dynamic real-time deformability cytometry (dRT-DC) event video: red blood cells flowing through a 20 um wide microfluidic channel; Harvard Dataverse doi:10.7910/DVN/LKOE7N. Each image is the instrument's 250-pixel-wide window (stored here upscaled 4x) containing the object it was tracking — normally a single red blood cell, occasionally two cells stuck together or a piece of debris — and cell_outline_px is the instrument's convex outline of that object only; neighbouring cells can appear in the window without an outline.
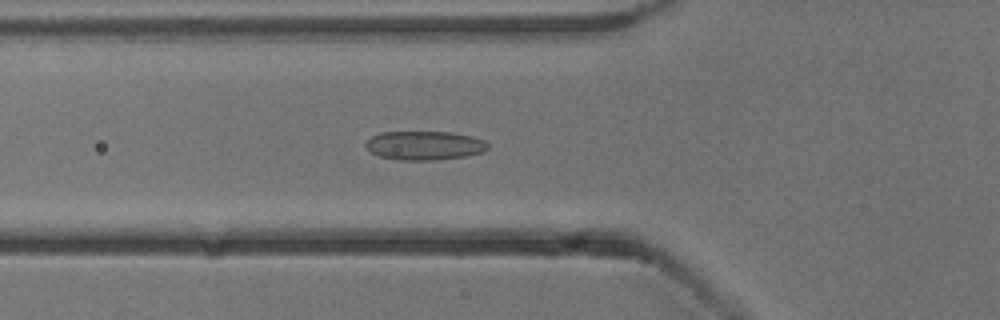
{"species": "common noctule bat (a hibernating species)", "species_latin": "Nyctalus noctula", "temperature_condition": "cold", "stored_images_in_passage": 53, "camera_frame_rate_fps": 3000, "um_per_image_px": 0.085, "animal": {"sex": "male", "body_mass_g": 13.3}, "frame": {"image": 1, "passage_image": 19, "time_ms": 6.0, "image_size_px": [1000, 320], "cell_outline_px": [[488, 148], [480, 152], [464, 156], [432, 160], [400, 160], [380, 156], [372, 152], [364, 144], [372, 136], [380, 132], [452, 132], [472, 136], [484, 140], [488, 144]], "centroid_in_image_um": [36.07, 12.35], "position_along_channel_um": 89.7, "area_um2": 20.35}}
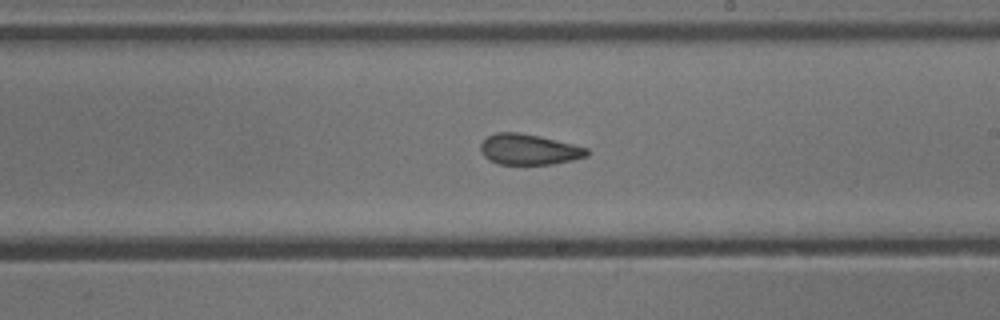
{"frame": {"image": 2, "passage_image": 31, "time_ms": 10.0, "image_size_px": [1000, 320], "cell_outline_px": [[588, 156], [572, 160], [552, 164], [500, 164], [488, 160], [480, 152], [480, 144], [488, 136], [496, 132], [520, 132], [540, 136], [588, 148]], "centroid_in_image_um": [44.93, 12.7], "position_along_channel_um": 244.1, "area_um2": 19.02}}
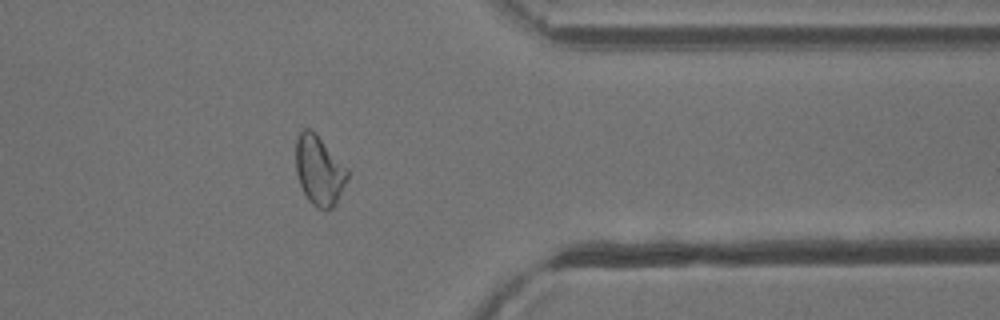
{"frame": {"image": 3, "passage_image": 43, "time_ms": 14.0, "image_size_px": [1000, 320], "cell_outline_px": [[348, 176], [336, 204], [332, 208], [316, 208], [308, 200], [300, 184], [296, 172], [296, 140], [300, 132], [304, 128], [308, 128], [316, 132], [348, 168]], "centroid_in_image_um": [27.13, 14.46], "position_along_channel_um": 384.3, "area_um2": 20.92}, "authors_computed_cell_mechanics": {"area_um2": 20.9236, "velocity_mm_per_s": 3.845, "shape_relaxation_time_tau1_ms": 9.2392, "shape_relaxation_time_tau2_ms": 1.7018, "deformation_change_tau1": 0.1769, "deformation_change_tau2": 0.081}}